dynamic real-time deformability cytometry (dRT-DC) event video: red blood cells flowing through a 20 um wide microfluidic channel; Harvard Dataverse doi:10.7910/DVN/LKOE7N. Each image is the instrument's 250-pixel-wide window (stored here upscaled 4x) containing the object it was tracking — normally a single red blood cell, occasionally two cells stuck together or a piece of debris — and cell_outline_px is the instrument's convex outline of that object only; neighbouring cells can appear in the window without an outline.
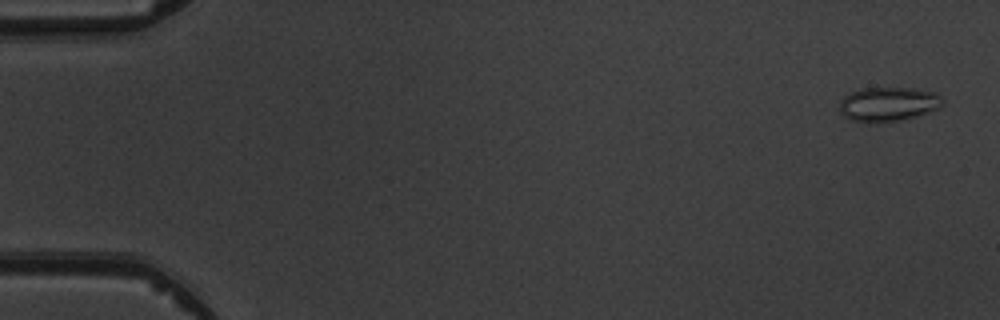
{"species": "common noctule bat (a hibernating species)", "species_latin": "Nyctalus noctula", "temperature_condition": "warm", "stored_images_in_passage": 5, "camera_frame_rate_fps": 3000, "um_per_image_px": 0.085, "animal": {"sex": "male", "body_mass_g": 19.5, "forearm_length_mm": 54.6}, "frame": {"image": 1, "passage_image": 1, "time_ms": 0.0, "image_size_px": [1000, 320], "cell_outline_px": [[944, 104], [940, 108], [916, 116], [900, 120], [852, 120], [844, 116], [840, 112], [840, 100], [844, 96], [860, 88], [916, 88], [936, 92], [944, 100]], "centroid_in_image_um": [75.56, 8.81], "position_along_channel_um": 9.4, "area_um2": 20.23}}
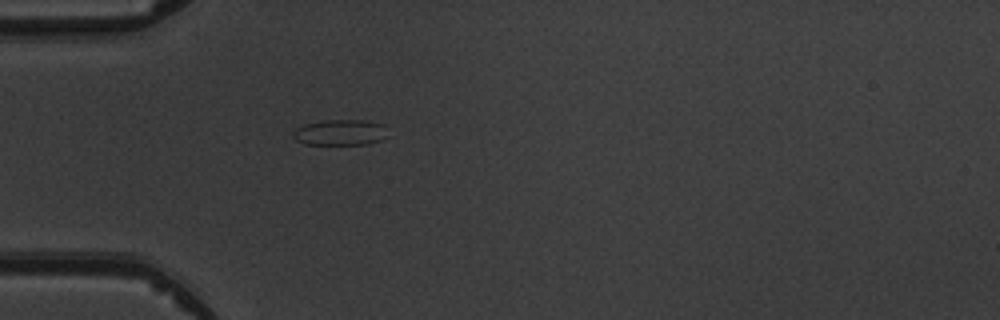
{"frame": {"image": 2, "passage_image": 5, "time_ms": 4.667, "image_size_px": [1000, 320], "cell_outline_px": [[388, 136], [384, 140], [368, 144], [304, 144], [296, 140], [292, 136], [292, 132], [296, 128], [304, 124], [324, 120], [368, 120], [384, 124]], "centroid_in_image_um": [28.95, 11.25], "position_along_channel_um": 56.0, "area_um2": 14.51}}